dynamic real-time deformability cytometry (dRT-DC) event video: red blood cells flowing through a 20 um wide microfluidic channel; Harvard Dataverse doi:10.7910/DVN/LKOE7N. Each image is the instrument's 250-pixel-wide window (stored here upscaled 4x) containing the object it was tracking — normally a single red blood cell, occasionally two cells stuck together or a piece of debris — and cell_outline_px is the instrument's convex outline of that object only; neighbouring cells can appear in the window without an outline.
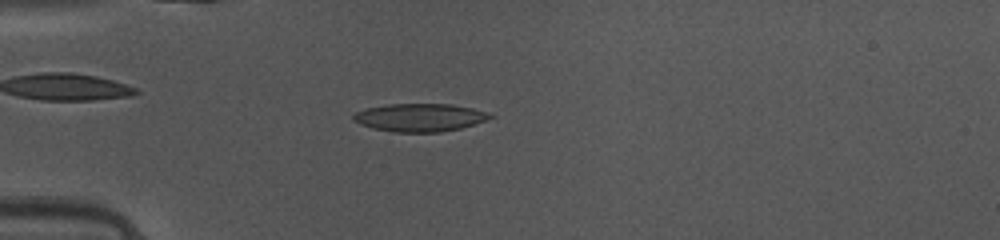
{"species": "common noctule bat (a hibernating species)", "species_latin": "Nyctalus noctula", "temperature_condition": "warm", "stored_images_in_passage": 33, "camera_frame_rate_fps": 3000, "um_per_image_px": 0.085, "animal": {"sex": "female", "body_mass_g": 10.0, "forearm_length_mm": 53.1}, "frame": {"image": 1, "passage_image": 1, "time_ms": 0.0, "image_size_px": [1000, 240], "cell_outline_px": [[496, 116], [460, 128], [440, 132], [392, 132], [372, 128], [360, 124], [352, 120], [352, 116], [356, 112], [368, 108], [388, 104], [452, 104], [472, 108], [488, 112]], "centroid_in_image_um": [35.66, 9.99], "position_along_channel_um": 49.3, "area_um2": 22.2}}
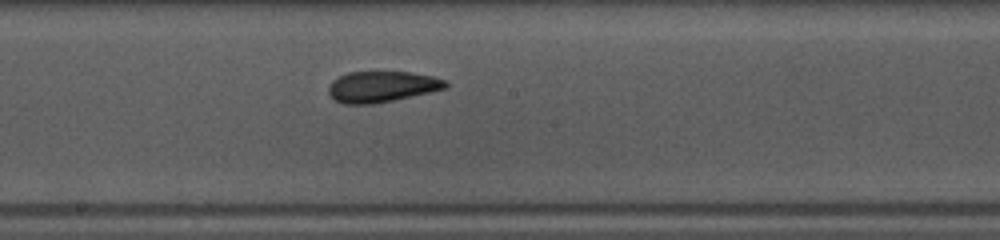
{"frame": {"image": 2, "passage_image": 14, "time_ms": 4.333, "image_size_px": [1000, 240], "cell_outline_px": [[448, 88], [432, 92], [372, 104], [344, 104], [336, 100], [328, 92], [328, 84], [332, 80], [348, 72], [408, 72], [432, 76], [448, 80]], "centroid_in_image_um": [32.48, 7.36], "position_along_channel_um": 215.7, "area_um2": 21.15}}
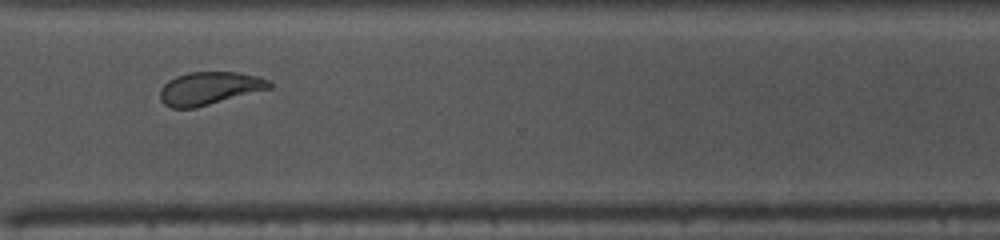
{"frame": {"image": 3, "passage_image": 24, "time_ms": 7.667, "image_size_px": [1000, 240], "cell_outline_px": [[272, 88], [196, 108], [172, 108], [164, 104], [160, 100], [160, 88], [168, 80], [176, 76], [188, 72], [240, 72], [260, 76], [268, 80], [272, 84]], "centroid_in_image_um": [17.81, 7.5], "position_along_channel_um": 352.8, "area_um2": 21.21}, "authors_computed_cell_mechanics": {"area_um2": 21.1548, "velocity_mm_per_s": 4.1277, "shape_relaxation_time_tau1_ms": 5.9306, "shape_relaxation_time_tau2_ms": 2.1819, "deformation_change_tau1": 0.1852, "deformation_change_tau2": 0.0489}}